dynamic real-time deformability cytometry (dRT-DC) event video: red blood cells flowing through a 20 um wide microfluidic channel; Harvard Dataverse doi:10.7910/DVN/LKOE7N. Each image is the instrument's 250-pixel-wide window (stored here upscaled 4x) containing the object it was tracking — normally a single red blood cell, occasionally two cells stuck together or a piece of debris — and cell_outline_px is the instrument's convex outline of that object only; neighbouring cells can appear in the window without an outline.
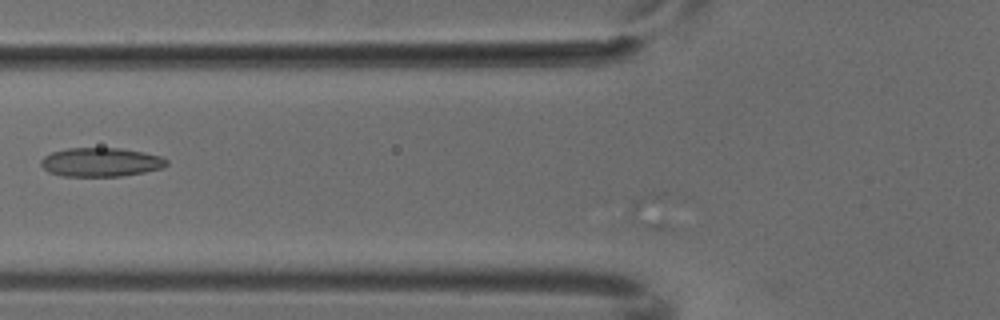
{"species": "common noctule bat (a hibernating species)", "species_latin": "Nyctalus noctula", "temperature_condition": "cold", "stored_images_in_passage": 5, "camera_frame_rate_fps": 3000, "um_per_image_px": 0.085, "animal": {"sex": "male", "body_mass_g": 18.8}, "frame": {"image": 1, "passage_image": 4, "time_ms": 1.0, "image_size_px": [1000, 320], "cell_outline_px": [[168, 164], [164, 168], [144, 172], [120, 176], [60, 176], [48, 172], [40, 164], [40, 160], [44, 156], [52, 152], [68, 148], [120, 148], [144, 152], [164, 156], [168, 160]], "centroid_in_image_um": [8.6, 13.78], "position_along_channel_um": 117.2, "area_um2": 21.39}}